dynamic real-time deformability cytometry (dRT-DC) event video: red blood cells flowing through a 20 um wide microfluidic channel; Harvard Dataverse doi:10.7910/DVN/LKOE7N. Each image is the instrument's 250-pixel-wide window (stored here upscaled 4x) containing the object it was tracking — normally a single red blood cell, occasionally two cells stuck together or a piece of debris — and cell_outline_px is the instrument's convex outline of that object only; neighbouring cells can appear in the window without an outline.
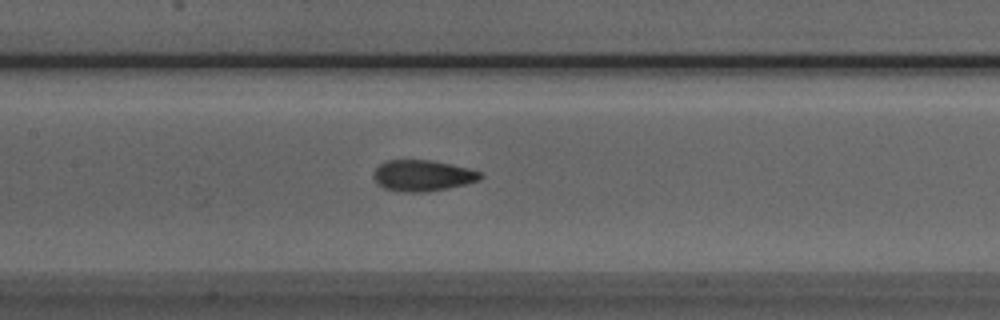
{"species": "Egyptian fruit bat (a non-hibernating species)", "species_latin": "Rousettus aegyptiacus", "temperature_condition": "room temperature", "stored_images_in_passage": 15, "camera_frame_rate_fps": 3000, "um_per_image_px": 0.085, "animal": {"sex": "male"}, "frame": {"image": 1, "passage_image": 9, "time_ms": 2.667, "image_size_px": [1000, 320], "cell_outline_px": [[484, 176], [480, 180], [448, 188], [424, 192], [404, 192], [384, 188], [372, 176], [376, 168], [384, 160], [432, 160], [452, 164], [468, 168], [480, 172]], "centroid_in_image_um": [35.93, 14.91], "position_along_channel_um": 171.5, "area_um2": 19.31}}
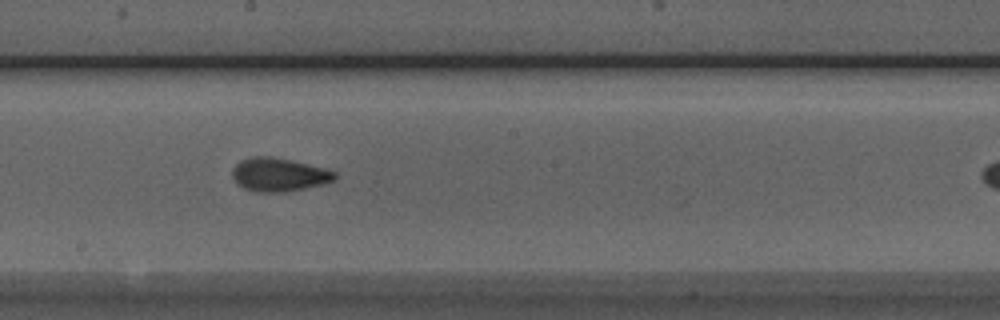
{"frame": {"image": 2, "passage_image": 13, "time_ms": 4.0, "image_size_px": [1000, 320], "cell_outline_px": [[336, 176], [332, 180], [324, 184], [284, 192], [256, 192], [244, 188], [236, 184], [232, 176], [232, 168], [240, 160], [252, 156], [272, 156], [328, 168], [336, 172]], "centroid_in_image_um": [23.68, 14.83], "position_along_channel_um": 224.5, "area_um2": 20.17}}